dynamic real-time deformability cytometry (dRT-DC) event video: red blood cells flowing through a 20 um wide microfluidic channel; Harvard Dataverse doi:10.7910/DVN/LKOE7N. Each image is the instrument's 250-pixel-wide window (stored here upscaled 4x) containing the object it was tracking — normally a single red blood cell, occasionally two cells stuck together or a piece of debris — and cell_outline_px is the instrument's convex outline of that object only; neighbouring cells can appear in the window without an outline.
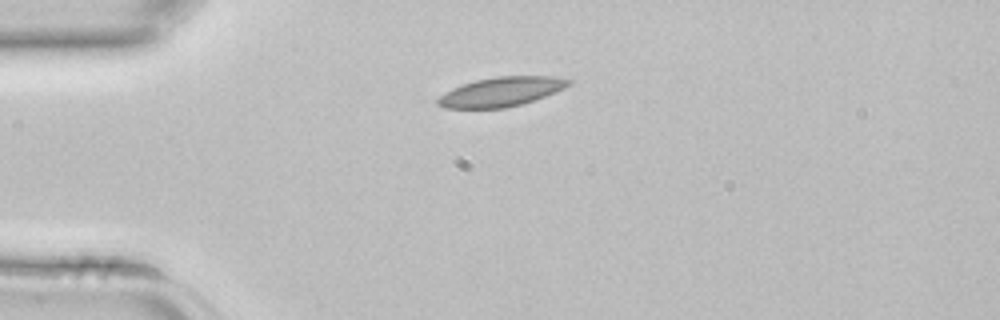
{"species": "common noctule bat (a hibernating species)", "species_latin": "Nyctalus noctula", "temperature_condition": "room temperature", "stored_images_in_passage": 1, "camera_frame_rate_fps": 3000, "um_per_image_px": 0.085, "animal": {"sex": "female", "body_mass_g": 22.7, "forearm_length_mm": 54.2}, "frame": {"image": 1, "passage_image": 1, "time_ms": 0.0, "image_size_px": [1000, 320], "cell_outline_px": [[572, 84], [564, 88], [544, 96], [520, 104], [504, 108], [444, 108], [436, 104], [436, 100], [444, 92], [452, 88], [476, 80], [496, 76], [556, 76], [572, 80]], "centroid_in_image_um": [42.59, 7.79], "position_along_channel_um": 42.4, "area_um2": 22.25}}